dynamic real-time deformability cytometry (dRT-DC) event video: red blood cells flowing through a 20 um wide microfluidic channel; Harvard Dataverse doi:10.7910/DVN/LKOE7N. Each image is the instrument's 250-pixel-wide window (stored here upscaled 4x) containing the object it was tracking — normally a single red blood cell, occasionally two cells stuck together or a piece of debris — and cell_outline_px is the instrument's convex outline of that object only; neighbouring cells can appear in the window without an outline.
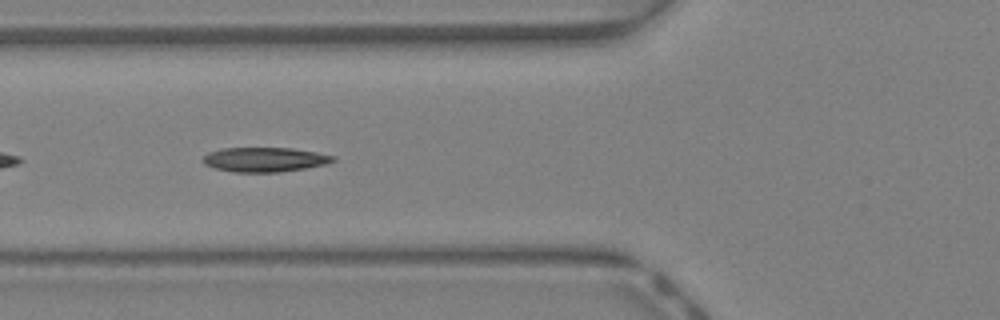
{"species": "Egyptian fruit bat (a non-hibernating species)", "species_latin": "Rousettus aegyptiacus", "temperature_condition": "warm", "stored_images_in_passage": 15, "camera_frame_rate_fps": 3000, "um_per_image_px": 0.085, "animal": {"sex": "female"}, "frame": {"image": 1, "passage_image": 7, "time_ms": 2.0, "image_size_px": [1000, 320], "cell_outline_px": [[336, 160], [328, 164], [280, 172], [232, 172], [216, 168], [204, 164], [204, 156], [208, 152], [220, 148], [292, 148], [316, 152], [336, 156]], "centroid_in_image_um": [22.53, 13.56], "position_along_channel_um": 103.3, "area_um2": 18.61}}
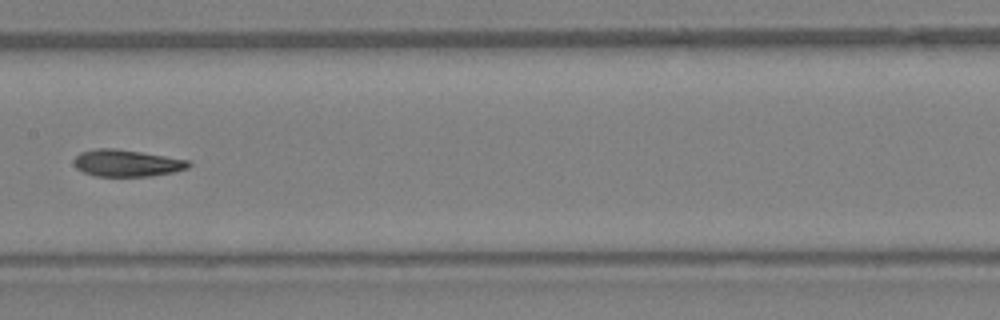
{"frame": {"image": 2, "passage_image": 13, "time_ms": 4.0, "image_size_px": [1000, 320], "cell_outline_px": [[192, 164], [188, 168], [172, 172], [148, 176], [96, 176], [84, 172], [76, 168], [76, 156], [80, 152], [96, 148], [116, 148], [188, 160]], "centroid_in_image_um": [10.78, 13.86], "position_along_channel_um": 196.6, "area_um2": 17.69}}